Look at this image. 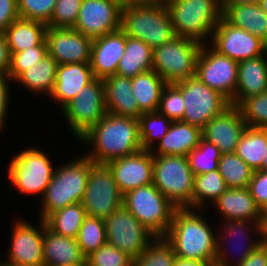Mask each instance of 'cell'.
I'll return each mask as SVG.
<instances>
[{
  "instance_id": "obj_6",
  "label": "cell",
  "mask_w": 267,
  "mask_h": 266,
  "mask_svg": "<svg viewBox=\"0 0 267 266\" xmlns=\"http://www.w3.org/2000/svg\"><path fill=\"white\" fill-rule=\"evenodd\" d=\"M23 150V151H22ZM13 155L8 168V179L12 188L25 195L45 194L52 180L55 166L45 151L37 147H26Z\"/></svg>"
},
{
  "instance_id": "obj_8",
  "label": "cell",
  "mask_w": 267,
  "mask_h": 266,
  "mask_svg": "<svg viewBox=\"0 0 267 266\" xmlns=\"http://www.w3.org/2000/svg\"><path fill=\"white\" fill-rule=\"evenodd\" d=\"M122 205L155 236L166 235L177 209L153 183L123 194Z\"/></svg>"
},
{
  "instance_id": "obj_25",
  "label": "cell",
  "mask_w": 267,
  "mask_h": 266,
  "mask_svg": "<svg viewBox=\"0 0 267 266\" xmlns=\"http://www.w3.org/2000/svg\"><path fill=\"white\" fill-rule=\"evenodd\" d=\"M212 205L223 221H265L248 188H228Z\"/></svg>"
},
{
  "instance_id": "obj_9",
  "label": "cell",
  "mask_w": 267,
  "mask_h": 266,
  "mask_svg": "<svg viewBox=\"0 0 267 266\" xmlns=\"http://www.w3.org/2000/svg\"><path fill=\"white\" fill-rule=\"evenodd\" d=\"M202 45L196 40L175 36L153 49L152 70L167 84L196 76V61Z\"/></svg>"
},
{
  "instance_id": "obj_1",
  "label": "cell",
  "mask_w": 267,
  "mask_h": 266,
  "mask_svg": "<svg viewBox=\"0 0 267 266\" xmlns=\"http://www.w3.org/2000/svg\"><path fill=\"white\" fill-rule=\"evenodd\" d=\"M79 140L85 143L83 145L91 146L85 155L95 164H107L142 150L138 119L111 113H107Z\"/></svg>"
},
{
  "instance_id": "obj_7",
  "label": "cell",
  "mask_w": 267,
  "mask_h": 266,
  "mask_svg": "<svg viewBox=\"0 0 267 266\" xmlns=\"http://www.w3.org/2000/svg\"><path fill=\"white\" fill-rule=\"evenodd\" d=\"M193 183L187 156L153 155V185L176 208H191Z\"/></svg>"
},
{
  "instance_id": "obj_29",
  "label": "cell",
  "mask_w": 267,
  "mask_h": 266,
  "mask_svg": "<svg viewBox=\"0 0 267 266\" xmlns=\"http://www.w3.org/2000/svg\"><path fill=\"white\" fill-rule=\"evenodd\" d=\"M222 17L232 26L242 28L267 45V14L259 3L228 6Z\"/></svg>"
},
{
  "instance_id": "obj_28",
  "label": "cell",
  "mask_w": 267,
  "mask_h": 266,
  "mask_svg": "<svg viewBox=\"0 0 267 266\" xmlns=\"http://www.w3.org/2000/svg\"><path fill=\"white\" fill-rule=\"evenodd\" d=\"M203 138L202 129L185 123L174 121L167 134L150 150L152 155L187 156L196 148ZM154 149V150H153Z\"/></svg>"
},
{
  "instance_id": "obj_58",
  "label": "cell",
  "mask_w": 267,
  "mask_h": 266,
  "mask_svg": "<svg viewBox=\"0 0 267 266\" xmlns=\"http://www.w3.org/2000/svg\"><path fill=\"white\" fill-rule=\"evenodd\" d=\"M267 241V214L265 215V222H264V240Z\"/></svg>"
},
{
  "instance_id": "obj_14",
  "label": "cell",
  "mask_w": 267,
  "mask_h": 266,
  "mask_svg": "<svg viewBox=\"0 0 267 266\" xmlns=\"http://www.w3.org/2000/svg\"><path fill=\"white\" fill-rule=\"evenodd\" d=\"M107 243L136 259L156 237L123 205L104 219Z\"/></svg>"
},
{
  "instance_id": "obj_21",
  "label": "cell",
  "mask_w": 267,
  "mask_h": 266,
  "mask_svg": "<svg viewBox=\"0 0 267 266\" xmlns=\"http://www.w3.org/2000/svg\"><path fill=\"white\" fill-rule=\"evenodd\" d=\"M246 128L239 107L230 105L205 125L202 136L217 146L222 154L234 153Z\"/></svg>"
},
{
  "instance_id": "obj_18",
  "label": "cell",
  "mask_w": 267,
  "mask_h": 266,
  "mask_svg": "<svg viewBox=\"0 0 267 266\" xmlns=\"http://www.w3.org/2000/svg\"><path fill=\"white\" fill-rule=\"evenodd\" d=\"M122 6L117 0H82L75 30L95 39L120 29Z\"/></svg>"
},
{
  "instance_id": "obj_43",
  "label": "cell",
  "mask_w": 267,
  "mask_h": 266,
  "mask_svg": "<svg viewBox=\"0 0 267 266\" xmlns=\"http://www.w3.org/2000/svg\"><path fill=\"white\" fill-rule=\"evenodd\" d=\"M47 54V45L33 46L11 54V64L7 76L13 82L23 71L38 63Z\"/></svg>"
},
{
  "instance_id": "obj_30",
  "label": "cell",
  "mask_w": 267,
  "mask_h": 266,
  "mask_svg": "<svg viewBox=\"0 0 267 266\" xmlns=\"http://www.w3.org/2000/svg\"><path fill=\"white\" fill-rule=\"evenodd\" d=\"M47 24L40 21L17 18L3 33L11 54L33 46L47 45Z\"/></svg>"
},
{
  "instance_id": "obj_37",
  "label": "cell",
  "mask_w": 267,
  "mask_h": 266,
  "mask_svg": "<svg viewBox=\"0 0 267 266\" xmlns=\"http://www.w3.org/2000/svg\"><path fill=\"white\" fill-rule=\"evenodd\" d=\"M218 171L227 188H247L254 170L235 153H224L218 162Z\"/></svg>"
},
{
  "instance_id": "obj_10",
  "label": "cell",
  "mask_w": 267,
  "mask_h": 266,
  "mask_svg": "<svg viewBox=\"0 0 267 266\" xmlns=\"http://www.w3.org/2000/svg\"><path fill=\"white\" fill-rule=\"evenodd\" d=\"M173 85L181 92L184 99L185 112L182 121L201 129L231 105L226 97L206 86L197 76Z\"/></svg>"
},
{
  "instance_id": "obj_27",
  "label": "cell",
  "mask_w": 267,
  "mask_h": 266,
  "mask_svg": "<svg viewBox=\"0 0 267 266\" xmlns=\"http://www.w3.org/2000/svg\"><path fill=\"white\" fill-rule=\"evenodd\" d=\"M107 113L139 118L143 113L132 93L131 78L111 75L103 79Z\"/></svg>"
},
{
  "instance_id": "obj_20",
  "label": "cell",
  "mask_w": 267,
  "mask_h": 266,
  "mask_svg": "<svg viewBox=\"0 0 267 266\" xmlns=\"http://www.w3.org/2000/svg\"><path fill=\"white\" fill-rule=\"evenodd\" d=\"M122 194L153 183V155L150 150L114 159L106 164Z\"/></svg>"
},
{
  "instance_id": "obj_4",
  "label": "cell",
  "mask_w": 267,
  "mask_h": 266,
  "mask_svg": "<svg viewBox=\"0 0 267 266\" xmlns=\"http://www.w3.org/2000/svg\"><path fill=\"white\" fill-rule=\"evenodd\" d=\"M120 29L152 49L170 42L176 36L168 8L161 0L122 7Z\"/></svg>"
},
{
  "instance_id": "obj_31",
  "label": "cell",
  "mask_w": 267,
  "mask_h": 266,
  "mask_svg": "<svg viewBox=\"0 0 267 266\" xmlns=\"http://www.w3.org/2000/svg\"><path fill=\"white\" fill-rule=\"evenodd\" d=\"M58 63L49 55H45L38 63L23 71L15 80L23 88L36 95L49 97L54 88Z\"/></svg>"
},
{
  "instance_id": "obj_51",
  "label": "cell",
  "mask_w": 267,
  "mask_h": 266,
  "mask_svg": "<svg viewBox=\"0 0 267 266\" xmlns=\"http://www.w3.org/2000/svg\"><path fill=\"white\" fill-rule=\"evenodd\" d=\"M236 266H267V245L262 242L241 264Z\"/></svg>"
},
{
  "instance_id": "obj_12",
  "label": "cell",
  "mask_w": 267,
  "mask_h": 266,
  "mask_svg": "<svg viewBox=\"0 0 267 266\" xmlns=\"http://www.w3.org/2000/svg\"><path fill=\"white\" fill-rule=\"evenodd\" d=\"M264 222L265 221L224 220L223 223H220V225H222L221 226L222 228L220 227V229L218 230V231L220 230L221 231L220 233H218L219 236L217 235V246H216V256L214 260V266H236L238 264H241L263 242ZM253 232H254V235L252 236H255V235L258 236V237H255V239L253 237L251 238V234ZM236 238L240 241V243ZM231 239H233L232 241L234 245L236 244V241H237V244L238 243L241 244V245L236 244L237 245L236 248L233 246V248H235L233 250H236V251H233L232 254H230L232 247L230 250H228V248L230 247H228L229 245L228 246L226 245L228 240H230L229 242H232ZM244 242L245 244H243ZM233 244H231V246ZM234 252H236V255H237V256L235 255L237 257L236 261H234L235 259L234 258L235 256H233ZM231 260H232L233 265L231 264Z\"/></svg>"
},
{
  "instance_id": "obj_33",
  "label": "cell",
  "mask_w": 267,
  "mask_h": 266,
  "mask_svg": "<svg viewBox=\"0 0 267 266\" xmlns=\"http://www.w3.org/2000/svg\"><path fill=\"white\" fill-rule=\"evenodd\" d=\"M132 93L142 113L156 112L159 108L161 93L167 85L154 70L131 78Z\"/></svg>"
},
{
  "instance_id": "obj_36",
  "label": "cell",
  "mask_w": 267,
  "mask_h": 266,
  "mask_svg": "<svg viewBox=\"0 0 267 266\" xmlns=\"http://www.w3.org/2000/svg\"><path fill=\"white\" fill-rule=\"evenodd\" d=\"M86 216L82 203L78 202L51 213L44 221L53 232L76 239Z\"/></svg>"
},
{
  "instance_id": "obj_22",
  "label": "cell",
  "mask_w": 267,
  "mask_h": 266,
  "mask_svg": "<svg viewBox=\"0 0 267 266\" xmlns=\"http://www.w3.org/2000/svg\"><path fill=\"white\" fill-rule=\"evenodd\" d=\"M125 45L126 34L121 29L93 39L90 65L95 78L104 79L116 74Z\"/></svg>"
},
{
  "instance_id": "obj_41",
  "label": "cell",
  "mask_w": 267,
  "mask_h": 266,
  "mask_svg": "<svg viewBox=\"0 0 267 266\" xmlns=\"http://www.w3.org/2000/svg\"><path fill=\"white\" fill-rule=\"evenodd\" d=\"M221 155L217 146L202 138L199 145L187 155L194 176L217 170Z\"/></svg>"
},
{
  "instance_id": "obj_57",
  "label": "cell",
  "mask_w": 267,
  "mask_h": 266,
  "mask_svg": "<svg viewBox=\"0 0 267 266\" xmlns=\"http://www.w3.org/2000/svg\"><path fill=\"white\" fill-rule=\"evenodd\" d=\"M258 170L267 171V154H266V157L263 159V163L261 167Z\"/></svg>"
},
{
  "instance_id": "obj_47",
  "label": "cell",
  "mask_w": 267,
  "mask_h": 266,
  "mask_svg": "<svg viewBox=\"0 0 267 266\" xmlns=\"http://www.w3.org/2000/svg\"><path fill=\"white\" fill-rule=\"evenodd\" d=\"M82 0H57L47 27L74 28Z\"/></svg>"
},
{
  "instance_id": "obj_19",
  "label": "cell",
  "mask_w": 267,
  "mask_h": 266,
  "mask_svg": "<svg viewBox=\"0 0 267 266\" xmlns=\"http://www.w3.org/2000/svg\"><path fill=\"white\" fill-rule=\"evenodd\" d=\"M93 39L73 28H52L46 31L48 54L60 64L90 63Z\"/></svg>"
},
{
  "instance_id": "obj_34",
  "label": "cell",
  "mask_w": 267,
  "mask_h": 266,
  "mask_svg": "<svg viewBox=\"0 0 267 266\" xmlns=\"http://www.w3.org/2000/svg\"><path fill=\"white\" fill-rule=\"evenodd\" d=\"M234 153L258 170L267 154V128L247 126Z\"/></svg>"
},
{
  "instance_id": "obj_49",
  "label": "cell",
  "mask_w": 267,
  "mask_h": 266,
  "mask_svg": "<svg viewBox=\"0 0 267 266\" xmlns=\"http://www.w3.org/2000/svg\"><path fill=\"white\" fill-rule=\"evenodd\" d=\"M17 18H19L17 0H0V33L3 34Z\"/></svg>"
},
{
  "instance_id": "obj_2",
  "label": "cell",
  "mask_w": 267,
  "mask_h": 266,
  "mask_svg": "<svg viewBox=\"0 0 267 266\" xmlns=\"http://www.w3.org/2000/svg\"><path fill=\"white\" fill-rule=\"evenodd\" d=\"M200 211L177 208L164 237L172 244L176 258L197 260L214 266L217 233Z\"/></svg>"
},
{
  "instance_id": "obj_13",
  "label": "cell",
  "mask_w": 267,
  "mask_h": 266,
  "mask_svg": "<svg viewBox=\"0 0 267 266\" xmlns=\"http://www.w3.org/2000/svg\"><path fill=\"white\" fill-rule=\"evenodd\" d=\"M82 205L86 215L106 219L123 204V194L106 164H93L87 180Z\"/></svg>"
},
{
  "instance_id": "obj_53",
  "label": "cell",
  "mask_w": 267,
  "mask_h": 266,
  "mask_svg": "<svg viewBox=\"0 0 267 266\" xmlns=\"http://www.w3.org/2000/svg\"><path fill=\"white\" fill-rule=\"evenodd\" d=\"M173 266H209V265L205 262H200L197 260H185L176 258L173 263Z\"/></svg>"
},
{
  "instance_id": "obj_24",
  "label": "cell",
  "mask_w": 267,
  "mask_h": 266,
  "mask_svg": "<svg viewBox=\"0 0 267 266\" xmlns=\"http://www.w3.org/2000/svg\"><path fill=\"white\" fill-rule=\"evenodd\" d=\"M86 264L77 239L59 235L43 223V266H78Z\"/></svg>"
},
{
  "instance_id": "obj_17",
  "label": "cell",
  "mask_w": 267,
  "mask_h": 266,
  "mask_svg": "<svg viewBox=\"0 0 267 266\" xmlns=\"http://www.w3.org/2000/svg\"><path fill=\"white\" fill-rule=\"evenodd\" d=\"M209 44L220 54L237 62L263 55L267 45L253 34L219 20Z\"/></svg>"
},
{
  "instance_id": "obj_16",
  "label": "cell",
  "mask_w": 267,
  "mask_h": 266,
  "mask_svg": "<svg viewBox=\"0 0 267 266\" xmlns=\"http://www.w3.org/2000/svg\"><path fill=\"white\" fill-rule=\"evenodd\" d=\"M34 226L26 219L17 218L12 225L7 258L0 266H43V223Z\"/></svg>"
},
{
  "instance_id": "obj_55",
  "label": "cell",
  "mask_w": 267,
  "mask_h": 266,
  "mask_svg": "<svg viewBox=\"0 0 267 266\" xmlns=\"http://www.w3.org/2000/svg\"><path fill=\"white\" fill-rule=\"evenodd\" d=\"M122 7L129 5L152 4L159 0H117Z\"/></svg>"
},
{
  "instance_id": "obj_3",
  "label": "cell",
  "mask_w": 267,
  "mask_h": 266,
  "mask_svg": "<svg viewBox=\"0 0 267 266\" xmlns=\"http://www.w3.org/2000/svg\"><path fill=\"white\" fill-rule=\"evenodd\" d=\"M78 157V158H77ZM94 162L85 154L76 156L68 163L55 168L52 180L41 199L40 219L45 220L51 213L64 207L82 202L90 167Z\"/></svg>"
},
{
  "instance_id": "obj_54",
  "label": "cell",
  "mask_w": 267,
  "mask_h": 266,
  "mask_svg": "<svg viewBox=\"0 0 267 266\" xmlns=\"http://www.w3.org/2000/svg\"><path fill=\"white\" fill-rule=\"evenodd\" d=\"M260 0H220L222 12L230 5L235 4H247V3H259Z\"/></svg>"
},
{
  "instance_id": "obj_42",
  "label": "cell",
  "mask_w": 267,
  "mask_h": 266,
  "mask_svg": "<svg viewBox=\"0 0 267 266\" xmlns=\"http://www.w3.org/2000/svg\"><path fill=\"white\" fill-rule=\"evenodd\" d=\"M238 107L248 127L267 128V91L244 99Z\"/></svg>"
},
{
  "instance_id": "obj_38",
  "label": "cell",
  "mask_w": 267,
  "mask_h": 266,
  "mask_svg": "<svg viewBox=\"0 0 267 266\" xmlns=\"http://www.w3.org/2000/svg\"><path fill=\"white\" fill-rule=\"evenodd\" d=\"M138 121L139 139L144 150H151L156 142L167 134L173 123L166 115L158 111L143 113Z\"/></svg>"
},
{
  "instance_id": "obj_35",
  "label": "cell",
  "mask_w": 267,
  "mask_h": 266,
  "mask_svg": "<svg viewBox=\"0 0 267 266\" xmlns=\"http://www.w3.org/2000/svg\"><path fill=\"white\" fill-rule=\"evenodd\" d=\"M227 189L218 169L194 176L191 209L204 210L208 201L215 202Z\"/></svg>"
},
{
  "instance_id": "obj_39",
  "label": "cell",
  "mask_w": 267,
  "mask_h": 266,
  "mask_svg": "<svg viewBox=\"0 0 267 266\" xmlns=\"http://www.w3.org/2000/svg\"><path fill=\"white\" fill-rule=\"evenodd\" d=\"M176 255L164 236H156L136 259L133 266H173Z\"/></svg>"
},
{
  "instance_id": "obj_52",
  "label": "cell",
  "mask_w": 267,
  "mask_h": 266,
  "mask_svg": "<svg viewBox=\"0 0 267 266\" xmlns=\"http://www.w3.org/2000/svg\"><path fill=\"white\" fill-rule=\"evenodd\" d=\"M11 64V53L4 34L0 33V75H6Z\"/></svg>"
},
{
  "instance_id": "obj_50",
  "label": "cell",
  "mask_w": 267,
  "mask_h": 266,
  "mask_svg": "<svg viewBox=\"0 0 267 266\" xmlns=\"http://www.w3.org/2000/svg\"><path fill=\"white\" fill-rule=\"evenodd\" d=\"M9 82V83H8ZM11 80L8 76L6 75H0V133L2 130L5 128L4 125L7 120V111L9 108V103L11 100L9 89L11 86H9Z\"/></svg>"
},
{
  "instance_id": "obj_11",
  "label": "cell",
  "mask_w": 267,
  "mask_h": 266,
  "mask_svg": "<svg viewBox=\"0 0 267 266\" xmlns=\"http://www.w3.org/2000/svg\"><path fill=\"white\" fill-rule=\"evenodd\" d=\"M61 110L73 136L79 140L107 114L103 79L94 78Z\"/></svg>"
},
{
  "instance_id": "obj_56",
  "label": "cell",
  "mask_w": 267,
  "mask_h": 266,
  "mask_svg": "<svg viewBox=\"0 0 267 266\" xmlns=\"http://www.w3.org/2000/svg\"><path fill=\"white\" fill-rule=\"evenodd\" d=\"M259 4L262 10L267 14V0H260Z\"/></svg>"
},
{
  "instance_id": "obj_40",
  "label": "cell",
  "mask_w": 267,
  "mask_h": 266,
  "mask_svg": "<svg viewBox=\"0 0 267 266\" xmlns=\"http://www.w3.org/2000/svg\"><path fill=\"white\" fill-rule=\"evenodd\" d=\"M76 239L85 257L95 252L107 242L104 219L86 216Z\"/></svg>"
},
{
  "instance_id": "obj_46",
  "label": "cell",
  "mask_w": 267,
  "mask_h": 266,
  "mask_svg": "<svg viewBox=\"0 0 267 266\" xmlns=\"http://www.w3.org/2000/svg\"><path fill=\"white\" fill-rule=\"evenodd\" d=\"M57 0H17L19 18L50 22Z\"/></svg>"
},
{
  "instance_id": "obj_23",
  "label": "cell",
  "mask_w": 267,
  "mask_h": 266,
  "mask_svg": "<svg viewBox=\"0 0 267 266\" xmlns=\"http://www.w3.org/2000/svg\"><path fill=\"white\" fill-rule=\"evenodd\" d=\"M94 78L90 63L60 64L49 97L62 109Z\"/></svg>"
},
{
  "instance_id": "obj_26",
  "label": "cell",
  "mask_w": 267,
  "mask_h": 266,
  "mask_svg": "<svg viewBox=\"0 0 267 266\" xmlns=\"http://www.w3.org/2000/svg\"><path fill=\"white\" fill-rule=\"evenodd\" d=\"M267 91V51L258 57L238 62L237 87L231 105Z\"/></svg>"
},
{
  "instance_id": "obj_44",
  "label": "cell",
  "mask_w": 267,
  "mask_h": 266,
  "mask_svg": "<svg viewBox=\"0 0 267 266\" xmlns=\"http://www.w3.org/2000/svg\"><path fill=\"white\" fill-rule=\"evenodd\" d=\"M86 264L87 266H133V259L106 242L86 257Z\"/></svg>"
},
{
  "instance_id": "obj_5",
  "label": "cell",
  "mask_w": 267,
  "mask_h": 266,
  "mask_svg": "<svg viewBox=\"0 0 267 266\" xmlns=\"http://www.w3.org/2000/svg\"><path fill=\"white\" fill-rule=\"evenodd\" d=\"M164 2L176 36L187 37L202 44L209 43L213 31L222 18L220 0H164Z\"/></svg>"
},
{
  "instance_id": "obj_45",
  "label": "cell",
  "mask_w": 267,
  "mask_h": 266,
  "mask_svg": "<svg viewBox=\"0 0 267 266\" xmlns=\"http://www.w3.org/2000/svg\"><path fill=\"white\" fill-rule=\"evenodd\" d=\"M157 111L166 115L173 122L182 121L185 112L184 99L173 84H167L163 88Z\"/></svg>"
},
{
  "instance_id": "obj_48",
  "label": "cell",
  "mask_w": 267,
  "mask_h": 266,
  "mask_svg": "<svg viewBox=\"0 0 267 266\" xmlns=\"http://www.w3.org/2000/svg\"><path fill=\"white\" fill-rule=\"evenodd\" d=\"M248 190L252 195L260 211L267 214V171L256 170L248 184Z\"/></svg>"
},
{
  "instance_id": "obj_32",
  "label": "cell",
  "mask_w": 267,
  "mask_h": 266,
  "mask_svg": "<svg viewBox=\"0 0 267 266\" xmlns=\"http://www.w3.org/2000/svg\"><path fill=\"white\" fill-rule=\"evenodd\" d=\"M153 49L142 40L126 35L124 55L118 63L116 74L128 78L152 70Z\"/></svg>"
},
{
  "instance_id": "obj_15",
  "label": "cell",
  "mask_w": 267,
  "mask_h": 266,
  "mask_svg": "<svg viewBox=\"0 0 267 266\" xmlns=\"http://www.w3.org/2000/svg\"><path fill=\"white\" fill-rule=\"evenodd\" d=\"M237 72V61L220 54L208 43L202 45L196 61V76L230 102L236 92Z\"/></svg>"
}]
</instances>
